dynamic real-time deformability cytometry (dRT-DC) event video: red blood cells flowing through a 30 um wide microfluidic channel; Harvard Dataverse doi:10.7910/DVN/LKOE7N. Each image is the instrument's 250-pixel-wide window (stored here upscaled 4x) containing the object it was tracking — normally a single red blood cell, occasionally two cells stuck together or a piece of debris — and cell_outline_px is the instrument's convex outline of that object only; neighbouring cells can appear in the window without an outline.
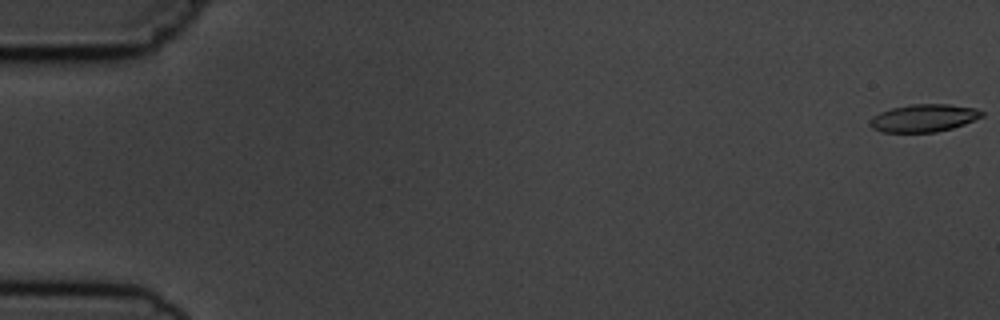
{"species": "common noctule bat (a hibernating species)", "species_latin": "Nyctalus noctula", "temperature_condition": "cold", "stored_images_in_passage": 5, "camera_frame_rate_fps": 3000, "um_per_image_px": 0.085, "animal": {"sex": "male", "body_mass_g": 19.5, "forearm_length_mm": 54.6}, "frame": {"image": 1, "passage_image": 1, "time_ms": 0.0, "image_size_px": [1000, 320], "cell_outline_px": [[984, 116], [964, 124], [952, 128], [936, 132], [880, 132], [872, 128], [868, 124], [868, 120], [872, 116], [880, 112], [892, 108], [912, 104], [948, 104], [976, 108], [984, 112]], "centroid_in_image_um": [78.5, 10.03], "position_along_channel_um": 6.5, "area_um2": 18.15}}
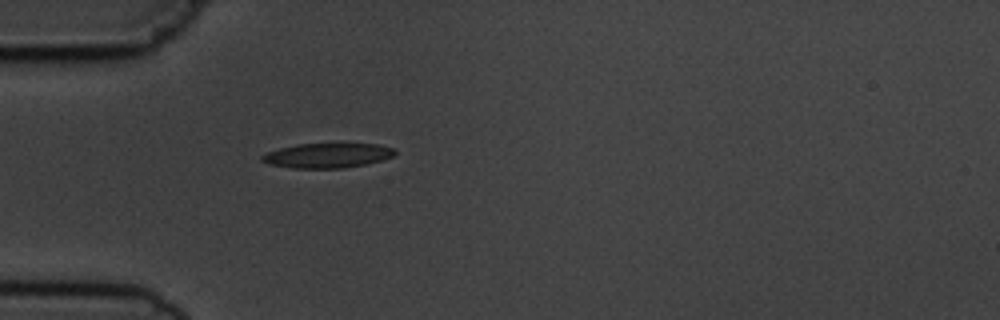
{"frame": {"image": 2, "passage_image": 5, "time_ms": 5.333, "image_size_px": [1000, 320], "cell_outline_px": [[396, 152], [392, 156], [380, 160], [364, 164], [344, 168], [292, 168], [268, 164], [260, 160], [260, 156], [268, 152], [280, 148], [296, 144], [376, 144], [392, 148]], "centroid_in_image_um": [27.76, 13.22], "position_along_channel_um": 57.2, "area_um2": 18.9}}